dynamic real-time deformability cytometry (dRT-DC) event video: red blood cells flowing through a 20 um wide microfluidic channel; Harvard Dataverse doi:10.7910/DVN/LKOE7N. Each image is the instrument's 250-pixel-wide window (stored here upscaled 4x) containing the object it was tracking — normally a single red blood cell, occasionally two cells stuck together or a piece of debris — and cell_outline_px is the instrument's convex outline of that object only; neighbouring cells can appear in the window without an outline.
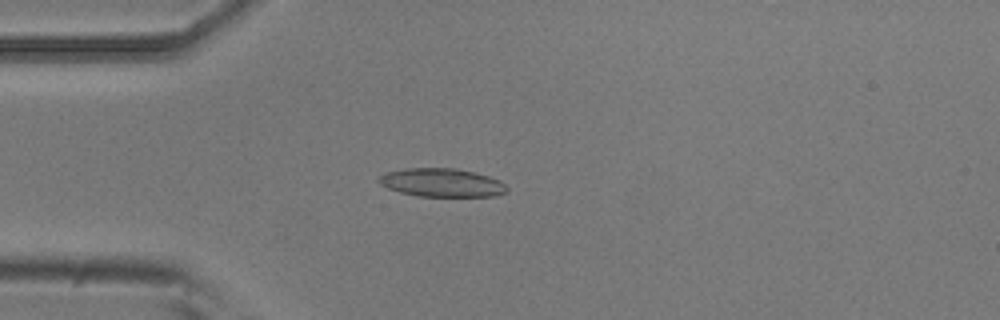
{"species": "common noctule bat (a hibernating species)", "species_latin": "Nyctalus noctula", "temperature_condition": "room temperature", "stored_images_in_passage": 4, "camera_frame_rate_fps": 3000, "um_per_image_px": 0.085, "animal": {"sex": "male", "body_mass_g": 20.5, "forearm_length_mm": 52.5}, "frame": {"image": 1, "passage_image": 4, "time_ms": 1.0, "image_size_px": [1000, 320], "cell_outline_px": [[508, 192], [496, 196], [420, 196], [400, 192], [388, 188], [380, 184], [376, 180], [376, 176], [388, 172], [404, 168], [456, 168], [488, 176], [500, 180], [508, 188]], "centroid_in_image_um": [37.54, 15.52], "position_along_channel_um": 47.5, "area_um2": 21.27}}